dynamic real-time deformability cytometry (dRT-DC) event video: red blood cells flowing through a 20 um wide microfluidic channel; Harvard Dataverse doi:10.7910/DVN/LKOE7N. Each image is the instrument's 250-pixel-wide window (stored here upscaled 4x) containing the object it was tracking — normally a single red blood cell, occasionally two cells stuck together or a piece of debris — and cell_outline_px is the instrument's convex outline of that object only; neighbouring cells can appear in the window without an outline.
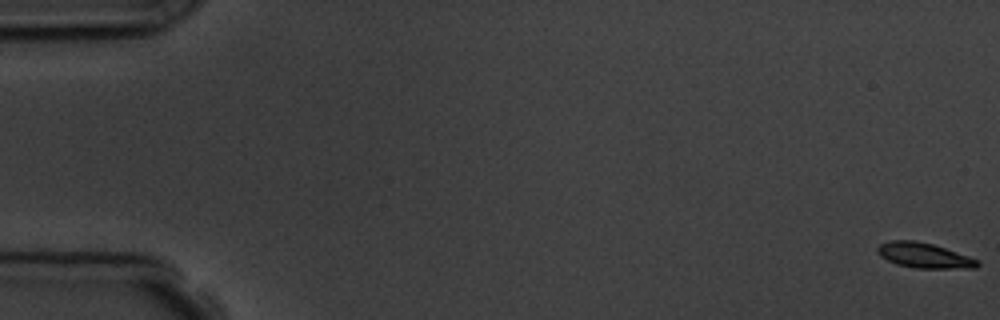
{"species": "common noctule bat (a hibernating species)", "species_latin": "Nyctalus noctula", "temperature_condition": "room temperature", "stored_images_in_passage": 5, "camera_frame_rate_fps": 3000, "um_per_image_px": 0.085, "animal": {"sex": "male", "body_mass_g": 19.5, "forearm_length_mm": 54.6}, "frame": {"image": 1, "passage_image": 1, "time_ms": 0.0, "image_size_px": [1000, 320], "cell_outline_px": [[980, 264], [976, 268], [916, 268], [896, 264], [880, 256], [876, 252], [876, 248], [880, 244], [888, 240], [912, 240], [932, 244], [980, 260]], "centroid_in_image_um": [78.52, 21.71], "position_along_channel_um": 6.5, "area_um2": 14.62}}
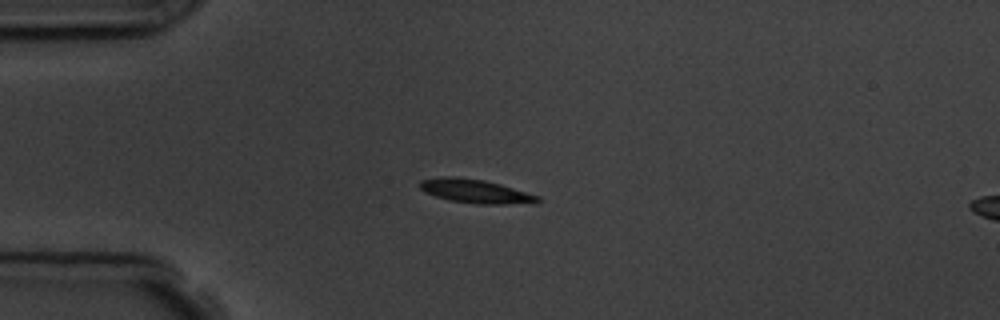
{"frame": {"image": 2, "passage_image": 5, "time_ms": 4.667, "image_size_px": [1000, 320], "cell_outline_px": [[540, 200], [536, 204], [476, 204], [448, 200], [424, 192], [420, 188], [420, 180], [440, 176], [452, 176], [484, 180], [500, 184], [540, 196]], "centroid_in_image_um": [40.44, 16.26], "position_along_channel_um": 44.6, "area_um2": 16.53}}